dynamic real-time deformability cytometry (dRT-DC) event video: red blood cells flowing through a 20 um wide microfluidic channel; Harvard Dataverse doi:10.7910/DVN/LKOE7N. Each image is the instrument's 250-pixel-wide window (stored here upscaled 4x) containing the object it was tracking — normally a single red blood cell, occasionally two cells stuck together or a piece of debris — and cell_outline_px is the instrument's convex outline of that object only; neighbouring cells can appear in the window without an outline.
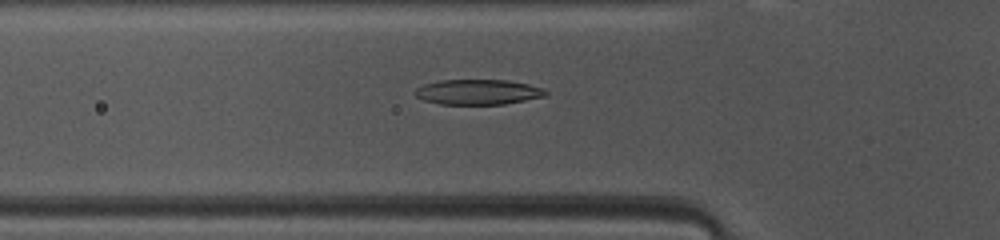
{"species": "common noctule bat (a hibernating species)", "species_latin": "Nyctalus noctula", "temperature_condition": "warm", "stored_images_in_passage": 47, "camera_frame_rate_fps": 3000, "um_per_image_px": 0.085, "animal": {"sex": "female", "body_mass_g": 10.0, "forearm_length_mm": 53.1}, "frame": {"image": 1, "passage_image": 14, "time_ms": 4.333, "image_size_px": [1000, 240], "cell_outline_px": [[548, 92], [544, 96], [504, 104], [440, 104], [424, 100], [416, 96], [416, 88], [424, 84], [440, 80], [508, 80], [528, 84], [544, 88]], "centroid_in_image_um": [40.63, 7.81], "position_along_channel_um": 85.2, "area_um2": 19.02}}
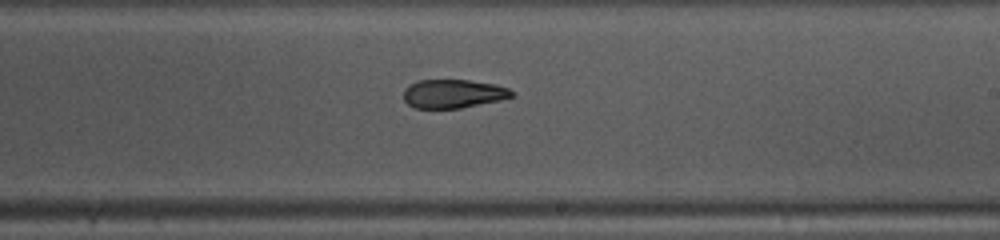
{"frame": {"image": 2, "passage_image": 26, "time_ms": 8.333, "image_size_px": [1000, 240], "cell_outline_px": [[516, 96], [500, 100], [460, 108], [416, 108], [408, 104], [404, 100], [404, 88], [408, 84], [416, 80], [468, 80], [496, 84], [508, 88], [516, 92]], "centroid_in_image_um": [38.54, 7.96], "position_along_channel_um": 250.5, "area_um2": 18.26}}
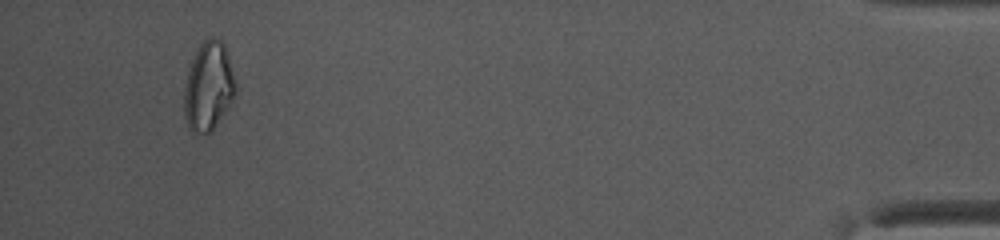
{"frame": {"image": 3, "passage_image": 44, "time_ms": 14.333, "image_size_px": [1000, 240], "cell_outline_px": [[236, 92], [228, 108], [212, 132], [192, 132], [188, 128], [184, 116], [184, 88], [188, 68], [200, 44], [204, 40], [212, 36], [220, 40], [224, 44], [236, 80]], "centroid_in_image_um": [17.72, 7.36], "position_along_channel_um": 417.5, "area_um2": 26.7}, "authors_computed_cell_mechanics": {"area_um2": 19.8254, "velocity_mm_per_s": 4.0987, "shape_relaxation_time_tau1_ms": null, "shape_relaxation_time_tau2_ms": 2.3535, "deformation_change_tau1": null, "deformation_change_tau2": 0.1012}}